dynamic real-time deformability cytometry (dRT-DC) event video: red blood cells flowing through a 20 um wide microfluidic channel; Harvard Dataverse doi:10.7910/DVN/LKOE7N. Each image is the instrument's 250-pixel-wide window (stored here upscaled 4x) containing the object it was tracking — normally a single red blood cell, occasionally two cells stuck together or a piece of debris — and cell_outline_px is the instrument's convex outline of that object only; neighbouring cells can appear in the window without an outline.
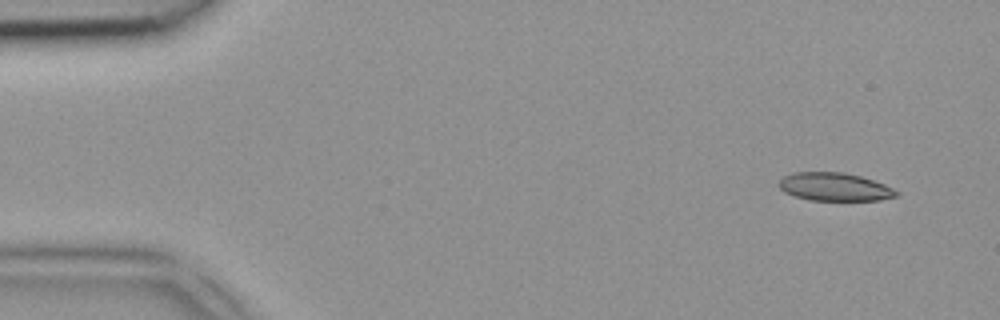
{"species": "common noctule bat (a hibernating species)", "species_latin": "Nyctalus noctula", "temperature_condition": "room temperature", "stored_images_in_passage": 4, "camera_frame_rate_fps": 3000, "um_per_image_px": 0.085, "animal": {"sex": "female", "body_mass_g": 18.4}, "frame": {"image": 1, "passage_image": 1, "time_ms": 0.0, "image_size_px": [1000, 320], "cell_outline_px": [[900, 192], [896, 196], [880, 200], [808, 200], [784, 192], [780, 188], [780, 180], [784, 176], [792, 172], [844, 172], [860, 176], [884, 184]], "centroid_in_image_um": [70.94, 15.88], "position_along_channel_um": 14.1, "area_um2": 19.13}}